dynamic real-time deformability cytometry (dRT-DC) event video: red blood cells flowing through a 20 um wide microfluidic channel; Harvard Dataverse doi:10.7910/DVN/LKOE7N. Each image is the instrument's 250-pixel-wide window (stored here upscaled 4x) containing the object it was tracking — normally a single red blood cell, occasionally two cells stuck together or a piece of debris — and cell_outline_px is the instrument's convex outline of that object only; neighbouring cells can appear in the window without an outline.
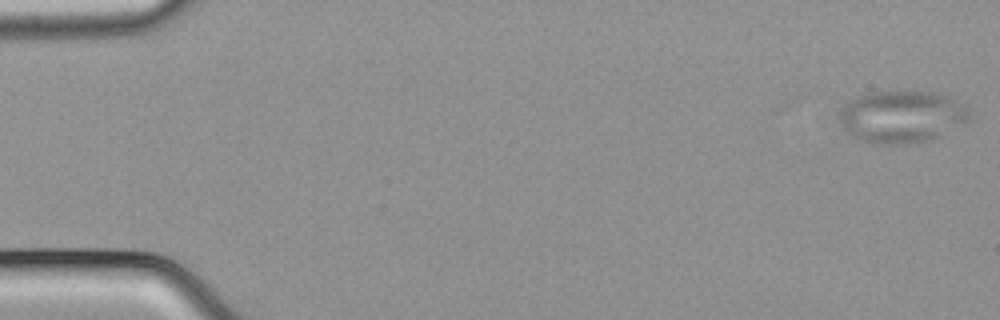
{"species": "common noctule bat (a hibernating species)", "species_latin": "Nyctalus noctula", "temperature_condition": "cold", "stored_images_in_passage": 11, "camera_frame_rate_fps": 3000, "um_per_image_px": 0.085, "animal": {"sex": "male", "body_mass_g": 21.5, "forearm_length_mm": 52.0}, "frame": {"image": 1, "passage_image": 1, "time_ms": 0.0, "image_size_px": [1000, 320], "cell_outline_px": [[972, 120], [932, 140], [908, 144], [872, 144], [852, 136], [844, 132], [840, 120], [840, 108], [848, 100], [856, 96], [872, 92], [936, 92], [952, 96], [968, 104]], "centroid_in_image_um": [76.71, 9.92], "position_along_channel_um": 8.3, "area_um2": 40.52}}